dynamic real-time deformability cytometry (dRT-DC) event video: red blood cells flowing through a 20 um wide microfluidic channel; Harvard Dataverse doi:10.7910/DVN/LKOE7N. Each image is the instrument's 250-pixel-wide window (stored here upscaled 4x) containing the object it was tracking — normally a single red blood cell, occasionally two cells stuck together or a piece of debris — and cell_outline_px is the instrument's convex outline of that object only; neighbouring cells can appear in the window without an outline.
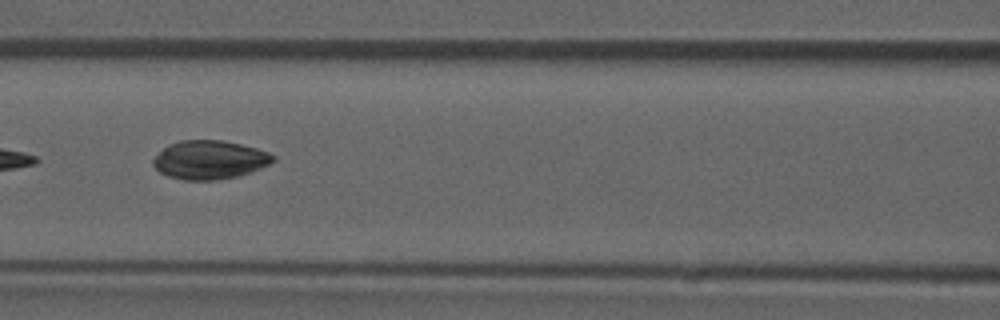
{"species": "common noctule bat (a hibernating species)", "species_latin": "Nyctalus noctula", "temperature_condition": "room temperature", "stored_images_in_passage": 8, "camera_frame_rate_fps": 3000, "um_per_image_px": 0.085, "animal": {"sex": "male", "forearm_length_mm": 52.5}, "frame": {"image": 1, "passage_image": 7, "time_ms": 2.0, "image_size_px": [1000, 320], "cell_outline_px": [[276, 160], [260, 168], [236, 176], [220, 180], [184, 180], [168, 176], [160, 172], [152, 164], [152, 160], [168, 144], [180, 140], [220, 140], [240, 144], [256, 148], [268, 152], [276, 156]], "centroid_in_image_um": [17.81, 13.58], "position_along_channel_um": 148.8, "area_um2": 26.88}}